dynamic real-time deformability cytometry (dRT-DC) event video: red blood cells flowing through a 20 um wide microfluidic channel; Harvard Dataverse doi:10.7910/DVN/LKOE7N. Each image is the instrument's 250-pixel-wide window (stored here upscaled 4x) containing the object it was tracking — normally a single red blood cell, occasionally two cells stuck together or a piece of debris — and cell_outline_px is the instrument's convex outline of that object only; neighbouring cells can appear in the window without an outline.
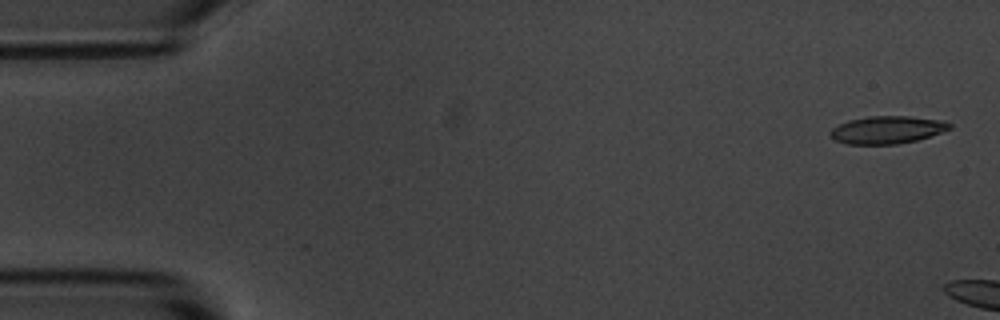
{"species": "common noctule bat (a hibernating species)", "species_latin": "Nyctalus noctula", "temperature_condition": "room temperature", "stored_images_in_passage": 6, "camera_frame_rate_fps": 3000, "um_per_image_px": 0.085, "animal": {"sex": "male", "body_mass_g": 20.1, "forearm_length_mm": 53.5}, "frame": {"image": 1, "passage_image": 1, "time_ms": 0.0, "image_size_px": [1000, 320], "cell_outline_px": [[952, 128], [916, 140], [896, 144], [848, 144], [836, 140], [828, 132], [832, 128], [848, 120], [868, 116], [908, 116], [944, 120], [952, 124]], "centroid_in_image_um": [75.41, 11.02], "position_along_channel_um": 9.6, "area_um2": 19.07}}
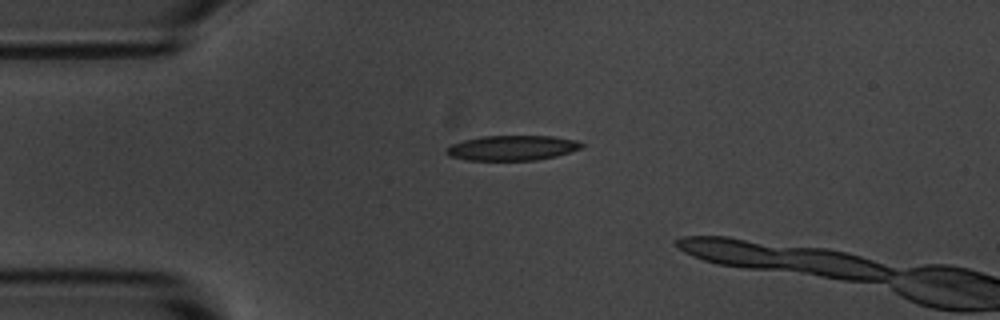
{"frame": {"image": 2, "passage_image": 4, "time_ms": 3.667, "image_size_px": [1000, 320], "cell_outline_px": [[584, 144], [580, 148], [556, 156], [536, 160], [468, 160], [448, 156], [444, 152], [444, 148], [452, 144], [464, 140], [480, 136], [552, 136], [576, 140]], "centroid_in_image_um": [43.47, 12.57], "position_along_channel_um": 41.5, "area_um2": 19.71}}